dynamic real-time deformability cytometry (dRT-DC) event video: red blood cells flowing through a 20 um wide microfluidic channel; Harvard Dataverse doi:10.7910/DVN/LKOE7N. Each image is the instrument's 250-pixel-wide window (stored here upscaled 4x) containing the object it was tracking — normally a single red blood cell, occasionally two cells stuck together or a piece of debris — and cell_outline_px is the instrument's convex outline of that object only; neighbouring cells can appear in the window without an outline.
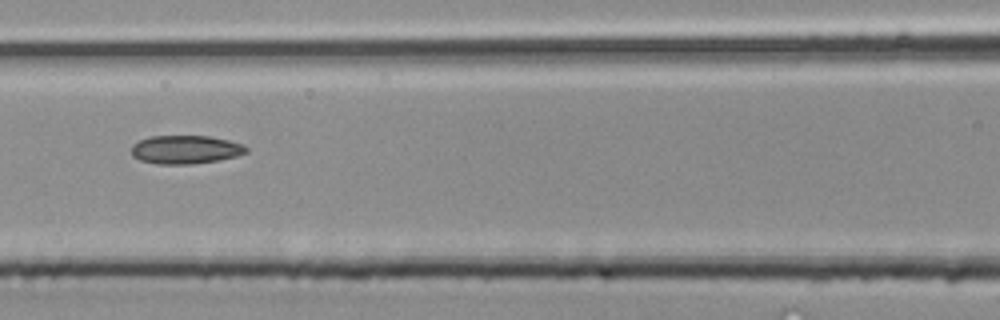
{"species": "common noctule bat (a hibernating species)", "species_latin": "Nyctalus noctula", "temperature_condition": "room temperature", "stored_images_in_passage": 4, "camera_frame_rate_fps": 3000, "um_per_image_px": 0.085, "animal": {"sex": "male", "body_mass_g": 20.4}, "frame": {"image": 1, "passage_image": 4, "time_ms": 1.0, "image_size_px": [1000, 320], "cell_outline_px": [[248, 152], [236, 156], [220, 160], [192, 164], [156, 164], [140, 160], [132, 156], [132, 144], [148, 136], [208, 136], [228, 140], [244, 144], [248, 148]], "centroid_in_image_um": [15.77, 12.71], "position_along_channel_um": 150.8, "area_um2": 19.19}}